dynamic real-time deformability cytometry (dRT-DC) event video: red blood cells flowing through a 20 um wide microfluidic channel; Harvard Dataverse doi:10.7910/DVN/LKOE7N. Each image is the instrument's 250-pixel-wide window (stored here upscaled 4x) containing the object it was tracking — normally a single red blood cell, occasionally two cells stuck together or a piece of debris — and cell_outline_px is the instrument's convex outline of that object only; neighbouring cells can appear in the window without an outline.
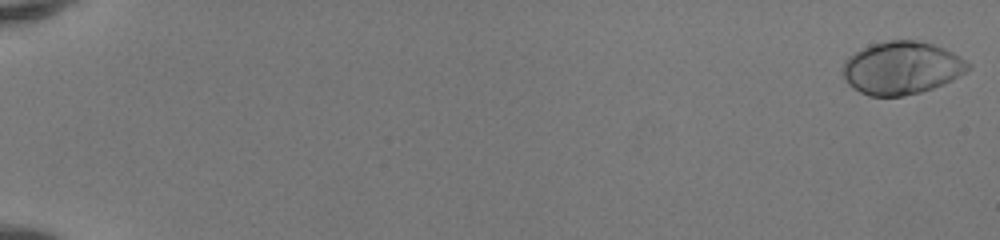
{"species": "human", "species_latin": "Homo sapiens", "temperature_condition": "room temperature", "stored_images_in_passage": 52, "camera_frame_rate_fps": 3000, "um_per_image_px": 0.085, "donor": {"sex": "female"}, "frame": {"image": 1, "passage_image": 1, "time_ms": 0.0, "image_size_px": [1000, 240], "cell_outline_px": [[972, 68], [952, 80], [944, 84], [920, 92], [904, 96], [868, 96], [860, 92], [848, 84], [844, 76], [844, 60], [848, 56], [872, 44], [888, 40], [916, 40], [932, 44], [944, 48], [960, 56], [972, 64]], "centroid_in_image_um": [76.67, 5.77], "position_along_channel_um": 8.3, "area_um2": 38.55}}
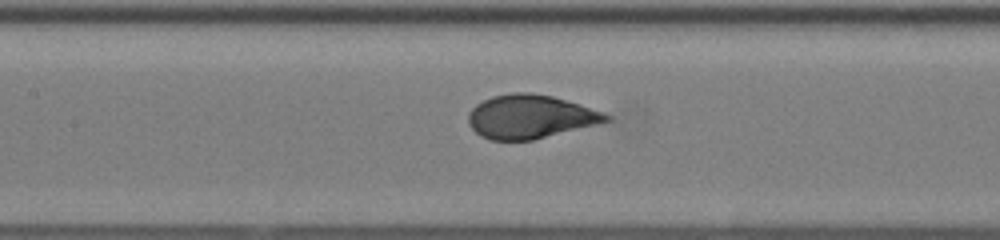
{"frame": {"image": 2, "passage_image": 27, "time_ms": 8.667, "image_size_px": [1000, 240], "cell_outline_px": [[612, 120], [600, 124], [532, 140], [492, 140], [480, 136], [468, 124], [468, 112], [476, 104], [492, 96], [512, 92], [528, 92], [552, 96], [604, 112], [612, 116]], "centroid_in_image_um": [45.08, 9.92], "position_along_channel_um": 162.3, "area_um2": 35.14}}
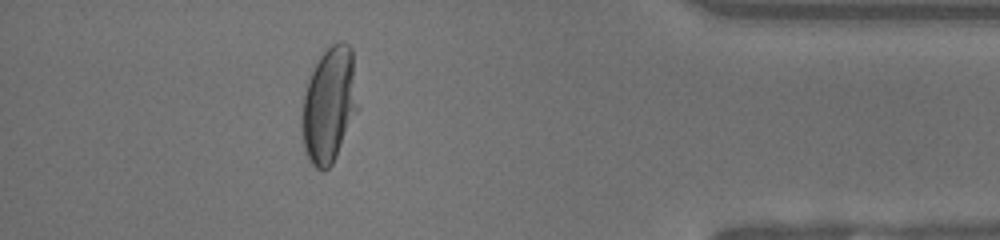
{"frame": {"image": 3, "passage_image": 47, "time_ms": 15.333, "image_size_px": [1000, 240], "cell_outline_px": [[360, 108], [332, 164], [324, 172], [316, 168], [308, 160], [304, 148], [300, 128], [300, 116], [304, 96], [308, 80], [320, 56], [332, 44], [340, 40], [348, 44], [352, 48]], "centroid_in_image_um": [27.99, 8.94], "position_along_channel_um": 407.2, "area_um2": 38.44}, "authors_computed_cell_mechanics": {"area_um2": 36.3273, "velocity_mm_per_s": 4.1565, "shape_relaxation_time_tau1_ms": 3.0786, "shape_relaxation_time_tau2_ms": null, "deformation_change_tau1": 0.2059, "deformation_change_tau2": null}}